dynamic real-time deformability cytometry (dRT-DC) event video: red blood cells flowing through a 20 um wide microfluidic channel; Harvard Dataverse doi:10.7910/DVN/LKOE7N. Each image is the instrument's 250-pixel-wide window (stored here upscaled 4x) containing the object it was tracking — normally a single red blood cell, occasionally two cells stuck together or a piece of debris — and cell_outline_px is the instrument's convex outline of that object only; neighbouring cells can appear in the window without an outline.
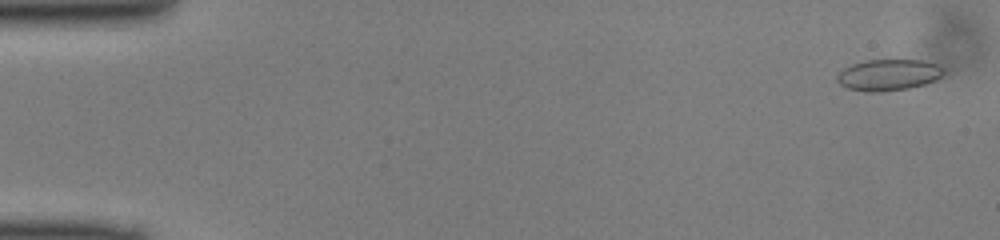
{"species": "common noctule bat (a hibernating species)", "species_latin": "Nyctalus noctula", "temperature_condition": "cold", "stored_images_in_passage": 49, "camera_frame_rate_fps": 3000, "um_per_image_px": 0.085, "animal": {"sex": "male", "body_mass_g": 13.0, "forearm_length_mm": 53.1}, "frame": {"image": 1, "passage_image": 2, "time_ms": 0.333, "image_size_px": [1000, 240], "cell_outline_px": [[944, 72], [936, 80], [924, 84], [908, 88], [884, 92], [864, 92], [848, 88], [840, 84], [836, 80], [836, 76], [844, 68], [852, 64], [868, 60], [924, 60], [936, 64], [944, 68]], "centroid_in_image_um": [75.51, 6.37], "position_along_channel_um": 9.5, "area_um2": 19.48}}
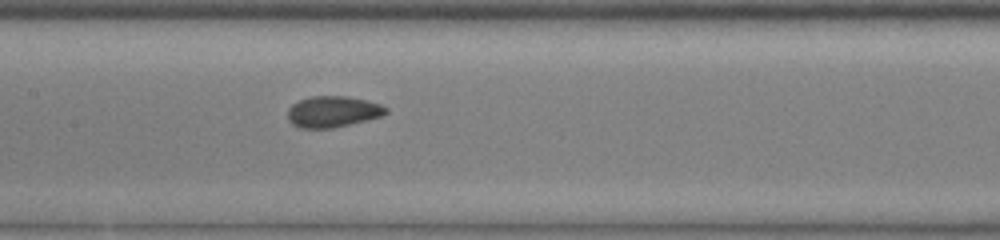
{"frame": {"image": 2, "passage_image": 24, "time_ms": 7.667, "image_size_px": [1000, 240], "cell_outline_px": [[388, 112], [380, 116], [332, 128], [300, 128], [292, 124], [288, 120], [288, 108], [292, 104], [300, 100], [312, 96], [348, 96], [380, 104], [388, 108]], "centroid_in_image_um": [28.25, 9.48], "position_along_channel_um": 179.1, "area_um2": 17.63}}
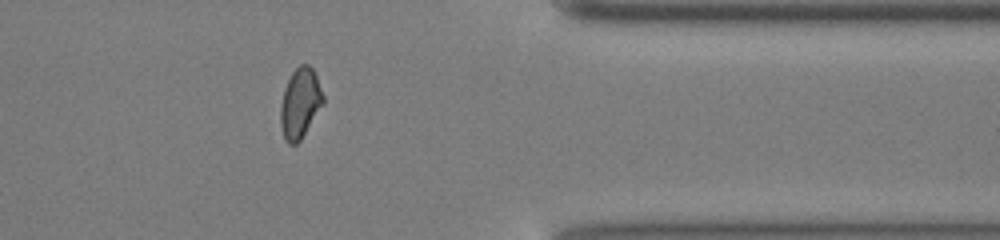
{"frame": {"image": 3, "passage_image": 40, "time_ms": 13.0, "image_size_px": [1000, 240], "cell_outline_px": [[324, 104], [300, 140], [296, 144], [288, 144], [284, 140], [280, 124], [280, 108], [284, 88], [292, 72], [300, 64], [308, 64], [316, 72], [324, 96]], "centroid_in_image_um": [25.52, 8.76], "position_along_channel_um": 385.9, "area_um2": 17.63}}